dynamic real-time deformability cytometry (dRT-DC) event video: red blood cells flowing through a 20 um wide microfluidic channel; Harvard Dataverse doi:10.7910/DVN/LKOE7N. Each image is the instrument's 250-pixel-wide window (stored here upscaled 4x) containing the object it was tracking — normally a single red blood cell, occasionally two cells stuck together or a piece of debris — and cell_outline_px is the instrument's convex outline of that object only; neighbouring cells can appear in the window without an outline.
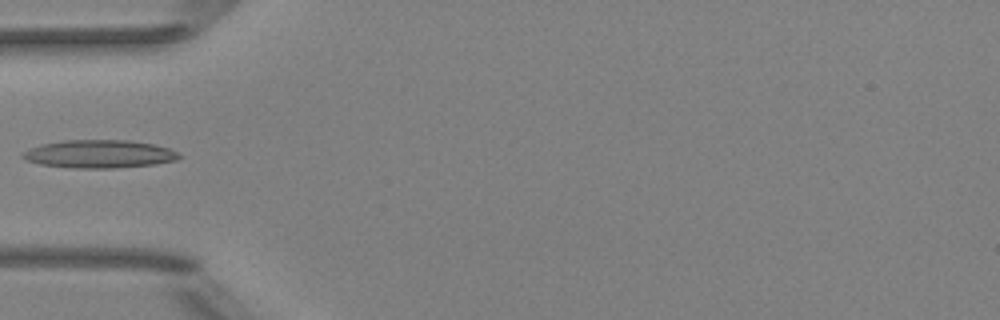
{"species": "Egyptian fruit bat (a non-hibernating species)", "species_latin": "Rousettus aegyptiacus", "temperature_condition": "room temperature", "stored_images_in_passage": 6, "camera_frame_rate_fps": 3000, "um_per_image_px": 0.085, "animal": {"sex": "female"}, "frame": {"image": 1, "passage_image": 6, "time_ms": 5.667, "image_size_px": [1000, 320], "cell_outline_px": [[180, 156], [176, 160], [156, 164], [112, 168], [72, 168], [40, 164], [24, 160], [20, 156], [28, 148], [40, 144], [60, 140], [128, 140], [156, 144], [168, 148], [176, 152]], "centroid_in_image_um": [8.38, 13.08], "position_along_channel_um": 76.6, "area_um2": 25.72}}